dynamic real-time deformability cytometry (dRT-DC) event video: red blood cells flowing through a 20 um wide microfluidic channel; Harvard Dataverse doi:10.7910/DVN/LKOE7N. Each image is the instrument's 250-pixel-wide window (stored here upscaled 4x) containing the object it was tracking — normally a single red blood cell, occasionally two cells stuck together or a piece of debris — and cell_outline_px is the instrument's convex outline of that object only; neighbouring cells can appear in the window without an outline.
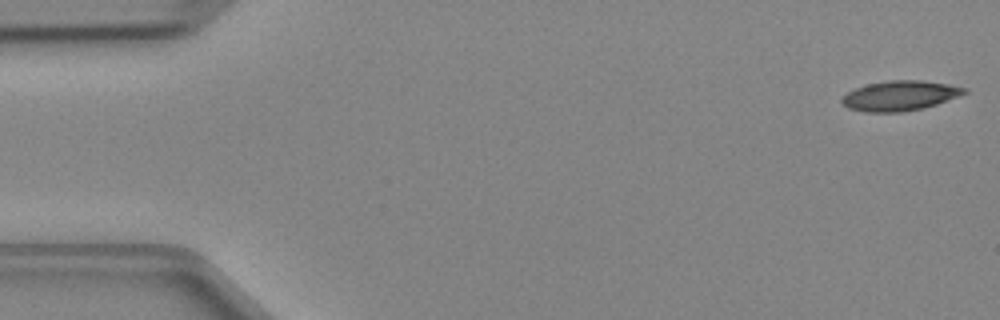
{"species": "Egyptian fruit bat (a non-hibernating species)", "species_latin": "Rousettus aegyptiacus", "temperature_condition": "cold", "stored_images_in_passage": 47, "camera_frame_rate_fps": 3000, "um_per_image_px": 0.085, "animal": {"sex": "female"}, "frame": {"image": 1, "passage_image": 1, "time_ms": 0.0, "image_size_px": [1000, 320], "cell_outline_px": [[968, 92], [960, 96], [924, 108], [904, 112], [864, 112], [848, 108], [840, 104], [840, 100], [848, 92], [856, 88], [868, 84], [888, 80], [920, 80], [948, 84], [968, 88]], "centroid_in_image_um": [76.5, 8.14], "position_along_channel_um": 8.5, "area_um2": 21.5}}
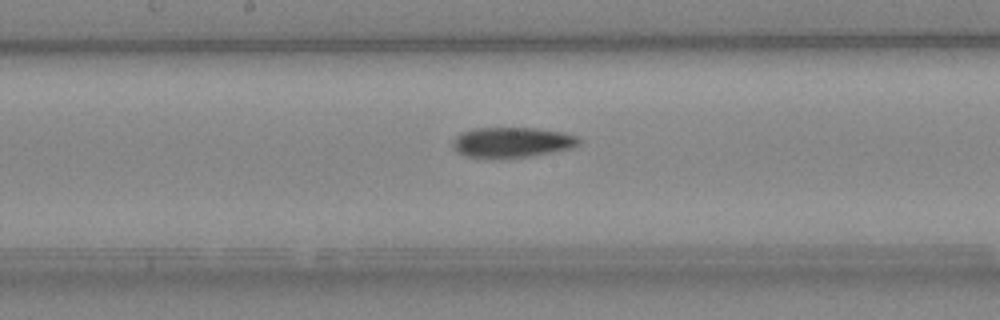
{"frame": {"image": 2, "passage_image": 24, "time_ms": 7.667, "image_size_px": [1000, 320], "cell_outline_px": [[580, 144], [572, 148], [552, 152], [528, 156], [464, 156], [452, 148], [452, 140], [460, 132], [472, 128], [536, 128], [564, 132], [576, 136], [580, 140]], "centroid_in_image_um": [43.51, 12.06], "position_along_channel_um": 204.7, "area_um2": 21.91}}
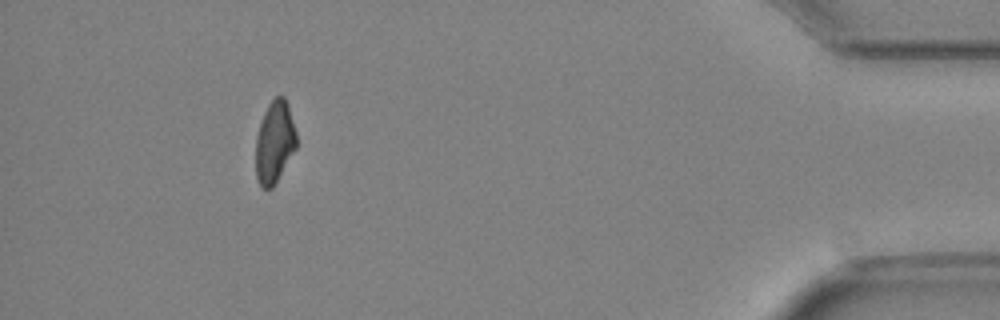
{"frame": {"image": 3, "passage_image": 43, "time_ms": 14.0, "image_size_px": [1000, 320], "cell_outline_px": [[296, 148], [272, 188], [260, 188], [256, 180], [256, 136], [264, 112], [268, 104], [276, 96], [284, 96], [288, 104], [296, 132]], "centroid_in_image_um": [23.33, 12.09], "position_along_channel_um": 411.9, "area_um2": 19.42}}